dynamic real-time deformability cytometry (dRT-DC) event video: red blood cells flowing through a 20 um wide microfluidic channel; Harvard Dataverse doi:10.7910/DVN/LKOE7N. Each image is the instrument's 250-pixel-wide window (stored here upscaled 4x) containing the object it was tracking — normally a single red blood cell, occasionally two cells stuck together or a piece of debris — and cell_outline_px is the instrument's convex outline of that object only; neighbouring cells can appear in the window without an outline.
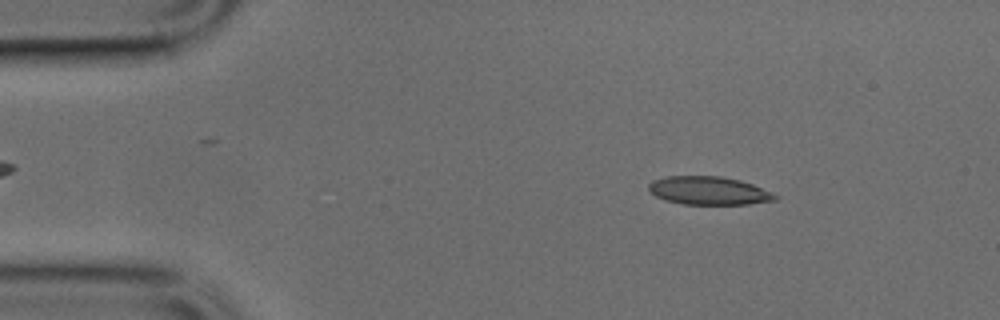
{"species": "common noctule bat (a hibernating species)", "species_latin": "Nyctalus noctula", "temperature_condition": "cold", "stored_images_in_passage": 13, "camera_frame_rate_fps": 3000, "um_per_image_px": 0.085, "animal": {"sex": "male", "body_mass_g": 17.9, "forearm_length_mm": 54.2}, "frame": {"image": 1, "passage_image": 6, "time_ms": 1.667, "image_size_px": [1000, 320], "cell_outline_px": [[780, 196], [776, 200], [748, 204], [684, 204], [664, 200], [656, 196], [648, 188], [648, 184], [652, 180], [664, 176], [720, 176], [740, 180], [752, 184], [772, 192]], "centroid_in_image_um": [60.25, 16.2], "position_along_channel_um": 24.8, "area_um2": 20.87}}